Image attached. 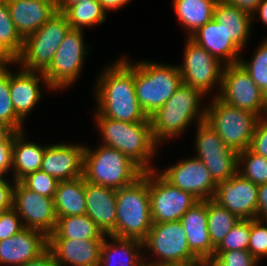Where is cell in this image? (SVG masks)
<instances>
[{
  "label": "cell",
  "instance_id": "56",
  "mask_svg": "<svg viewBox=\"0 0 267 266\" xmlns=\"http://www.w3.org/2000/svg\"><path fill=\"white\" fill-rule=\"evenodd\" d=\"M139 266H166V264H161V263H154L149 261H145L144 259L141 261Z\"/></svg>",
  "mask_w": 267,
  "mask_h": 266
},
{
  "label": "cell",
  "instance_id": "8",
  "mask_svg": "<svg viewBox=\"0 0 267 266\" xmlns=\"http://www.w3.org/2000/svg\"><path fill=\"white\" fill-rule=\"evenodd\" d=\"M70 29L65 14L57 12L39 30L24 39L16 64L28 71L44 72Z\"/></svg>",
  "mask_w": 267,
  "mask_h": 266
},
{
  "label": "cell",
  "instance_id": "58",
  "mask_svg": "<svg viewBox=\"0 0 267 266\" xmlns=\"http://www.w3.org/2000/svg\"><path fill=\"white\" fill-rule=\"evenodd\" d=\"M5 176H3L1 173H0V180H2Z\"/></svg>",
  "mask_w": 267,
  "mask_h": 266
},
{
  "label": "cell",
  "instance_id": "35",
  "mask_svg": "<svg viewBox=\"0 0 267 266\" xmlns=\"http://www.w3.org/2000/svg\"><path fill=\"white\" fill-rule=\"evenodd\" d=\"M0 43L16 58L21 54L24 45V39L11 19L7 0H0Z\"/></svg>",
  "mask_w": 267,
  "mask_h": 266
},
{
  "label": "cell",
  "instance_id": "45",
  "mask_svg": "<svg viewBox=\"0 0 267 266\" xmlns=\"http://www.w3.org/2000/svg\"><path fill=\"white\" fill-rule=\"evenodd\" d=\"M13 136L4 144H0V173L4 176L12 169Z\"/></svg>",
  "mask_w": 267,
  "mask_h": 266
},
{
  "label": "cell",
  "instance_id": "36",
  "mask_svg": "<svg viewBox=\"0 0 267 266\" xmlns=\"http://www.w3.org/2000/svg\"><path fill=\"white\" fill-rule=\"evenodd\" d=\"M10 68L0 70V122L15 132L24 131V122L17 116L10 97Z\"/></svg>",
  "mask_w": 267,
  "mask_h": 266
},
{
  "label": "cell",
  "instance_id": "26",
  "mask_svg": "<svg viewBox=\"0 0 267 266\" xmlns=\"http://www.w3.org/2000/svg\"><path fill=\"white\" fill-rule=\"evenodd\" d=\"M213 19L222 24L228 38L242 51L249 41L252 15L234 5L218 0L215 4Z\"/></svg>",
  "mask_w": 267,
  "mask_h": 266
},
{
  "label": "cell",
  "instance_id": "54",
  "mask_svg": "<svg viewBox=\"0 0 267 266\" xmlns=\"http://www.w3.org/2000/svg\"><path fill=\"white\" fill-rule=\"evenodd\" d=\"M58 12H64L70 5L82 0H54Z\"/></svg>",
  "mask_w": 267,
  "mask_h": 266
},
{
  "label": "cell",
  "instance_id": "34",
  "mask_svg": "<svg viewBox=\"0 0 267 266\" xmlns=\"http://www.w3.org/2000/svg\"><path fill=\"white\" fill-rule=\"evenodd\" d=\"M237 173L258 186L265 184L267 183V159L247 148L238 153Z\"/></svg>",
  "mask_w": 267,
  "mask_h": 266
},
{
  "label": "cell",
  "instance_id": "25",
  "mask_svg": "<svg viewBox=\"0 0 267 266\" xmlns=\"http://www.w3.org/2000/svg\"><path fill=\"white\" fill-rule=\"evenodd\" d=\"M197 45L224 65L239 63L242 52L227 36L222 24L214 19L200 27L190 37Z\"/></svg>",
  "mask_w": 267,
  "mask_h": 266
},
{
  "label": "cell",
  "instance_id": "21",
  "mask_svg": "<svg viewBox=\"0 0 267 266\" xmlns=\"http://www.w3.org/2000/svg\"><path fill=\"white\" fill-rule=\"evenodd\" d=\"M117 190L85 181L86 215L105 236L115 237Z\"/></svg>",
  "mask_w": 267,
  "mask_h": 266
},
{
  "label": "cell",
  "instance_id": "38",
  "mask_svg": "<svg viewBox=\"0 0 267 266\" xmlns=\"http://www.w3.org/2000/svg\"><path fill=\"white\" fill-rule=\"evenodd\" d=\"M251 219H241L224 237L215 251L248 250Z\"/></svg>",
  "mask_w": 267,
  "mask_h": 266
},
{
  "label": "cell",
  "instance_id": "37",
  "mask_svg": "<svg viewBox=\"0 0 267 266\" xmlns=\"http://www.w3.org/2000/svg\"><path fill=\"white\" fill-rule=\"evenodd\" d=\"M264 40L255 50L250 62L239 60V64L249 73L262 92L267 90V38Z\"/></svg>",
  "mask_w": 267,
  "mask_h": 266
},
{
  "label": "cell",
  "instance_id": "44",
  "mask_svg": "<svg viewBox=\"0 0 267 266\" xmlns=\"http://www.w3.org/2000/svg\"><path fill=\"white\" fill-rule=\"evenodd\" d=\"M13 183L10 181L8 182L5 177L0 180V209L12 208L15 181Z\"/></svg>",
  "mask_w": 267,
  "mask_h": 266
},
{
  "label": "cell",
  "instance_id": "23",
  "mask_svg": "<svg viewBox=\"0 0 267 266\" xmlns=\"http://www.w3.org/2000/svg\"><path fill=\"white\" fill-rule=\"evenodd\" d=\"M103 240L48 239L58 266H99Z\"/></svg>",
  "mask_w": 267,
  "mask_h": 266
},
{
  "label": "cell",
  "instance_id": "9",
  "mask_svg": "<svg viewBox=\"0 0 267 266\" xmlns=\"http://www.w3.org/2000/svg\"><path fill=\"white\" fill-rule=\"evenodd\" d=\"M83 38V30L70 29L59 45L51 64L43 72L52 90L69 88L80 76L85 55L91 51Z\"/></svg>",
  "mask_w": 267,
  "mask_h": 266
},
{
  "label": "cell",
  "instance_id": "15",
  "mask_svg": "<svg viewBox=\"0 0 267 266\" xmlns=\"http://www.w3.org/2000/svg\"><path fill=\"white\" fill-rule=\"evenodd\" d=\"M12 208L22 219L25 228L39 230L47 237L55 230L58 217L54 198L40 195L20 181L15 182Z\"/></svg>",
  "mask_w": 267,
  "mask_h": 266
},
{
  "label": "cell",
  "instance_id": "14",
  "mask_svg": "<svg viewBox=\"0 0 267 266\" xmlns=\"http://www.w3.org/2000/svg\"><path fill=\"white\" fill-rule=\"evenodd\" d=\"M214 96L263 118V92L239 63L224 66L221 87Z\"/></svg>",
  "mask_w": 267,
  "mask_h": 266
},
{
  "label": "cell",
  "instance_id": "31",
  "mask_svg": "<svg viewBox=\"0 0 267 266\" xmlns=\"http://www.w3.org/2000/svg\"><path fill=\"white\" fill-rule=\"evenodd\" d=\"M105 235L86 214L58 217L55 230L48 239L104 240Z\"/></svg>",
  "mask_w": 267,
  "mask_h": 266
},
{
  "label": "cell",
  "instance_id": "46",
  "mask_svg": "<svg viewBox=\"0 0 267 266\" xmlns=\"http://www.w3.org/2000/svg\"><path fill=\"white\" fill-rule=\"evenodd\" d=\"M257 218L267 220V183L258 186Z\"/></svg>",
  "mask_w": 267,
  "mask_h": 266
},
{
  "label": "cell",
  "instance_id": "24",
  "mask_svg": "<svg viewBox=\"0 0 267 266\" xmlns=\"http://www.w3.org/2000/svg\"><path fill=\"white\" fill-rule=\"evenodd\" d=\"M186 231L188 247L199 259L210 261L215 253L208 231L207 200H199L179 220Z\"/></svg>",
  "mask_w": 267,
  "mask_h": 266
},
{
  "label": "cell",
  "instance_id": "49",
  "mask_svg": "<svg viewBox=\"0 0 267 266\" xmlns=\"http://www.w3.org/2000/svg\"><path fill=\"white\" fill-rule=\"evenodd\" d=\"M9 64L16 66V57L0 43V70L10 68Z\"/></svg>",
  "mask_w": 267,
  "mask_h": 266
},
{
  "label": "cell",
  "instance_id": "19",
  "mask_svg": "<svg viewBox=\"0 0 267 266\" xmlns=\"http://www.w3.org/2000/svg\"><path fill=\"white\" fill-rule=\"evenodd\" d=\"M48 248V237L41 231L24 228L0 241V265L21 266Z\"/></svg>",
  "mask_w": 267,
  "mask_h": 266
},
{
  "label": "cell",
  "instance_id": "11",
  "mask_svg": "<svg viewBox=\"0 0 267 266\" xmlns=\"http://www.w3.org/2000/svg\"><path fill=\"white\" fill-rule=\"evenodd\" d=\"M156 170L148 171L152 223L178 221L199 200L173 186Z\"/></svg>",
  "mask_w": 267,
  "mask_h": 266
},
{
  "label": "cell",
  "instance_id": "6",
  "mask_svg": "<svg viewBox=\"0 0 267 266\" xmlns=\"http://www.w3.org/2000/svg\"><path fill=\"white\" fill-rule=\"evenodd\" d=\"M134 64V85L140 107L149 118L174 94L182 84L178 65L152 61Z\"/></svg>",
  "mask_w": 267,
  "mask_h": 266
},
{
  "label": "cell",
  "instance_id": "5",
  "mask_svg": "<svg viewBox=\"0 0 267 266\" xmlns=\"http://www.w3.org/2000/svg\"><path fill=\"white\" fill-rule=\"evenodd\" d=\"M115 237L143 241L152 227L148 171L132 184L117 189Z\"/></svg>",
  "mask_w": 267,
  "mask_h": 266
},
{
  "label": "cell",
  "instance_id": "2",
  "mask_svg": "<svg viewBox=\"0 0 267 266\" xmlns=\"http://www.w3.org/2000/svg\"><path fill=\"white\" fill-rule=\"evenodd\" d=\"M95 115V123L102 137V145L115 148L130 157L144 171L155 170L152 158L159 144L154 140L150 119L143 122H122Z\"/></svg>",
  "mask_w": 267,
  "mask_h": 266
},
{
  "label": "cell",
  "instance_id": "39",
  "mask_svg": "<svg viewBox=\"0 0 267 266\" xmlns=\"http://www.w3.org/2000/svg\"><path fill=\"white\" fill-rule=\"evenodd\" d=\"M20 182L26 188L49 198H54L59 183L56 178L41 169L27 174Z\"/></svg>",
  "mask_w": 267,
  "mask_h": 266
},
{
  "label": "cell",
  "instance_id": "18",
  "mask_svg": "<svg viewBox=\"0 0 267 266\" xmlns=\"http://www.w3.org/2000/svg\"><path fill=\"white\" fill-rule=\"evenodd\" d=\"M85 147V145L69 143L47 144L41 170L58 181L82 177Z\"/></svg>",
  "mask_w": 267,
  "mask_h": 266
},
{
  "label": "cell",
  "instance_id": "40",
  "mask_svg": "<svg viewBox=\"0 0 267 266\" xmlns=\"http://www.w3.org/2000/svg\"><path fill=\"white\" fill-rule=\"evenodd\" d=\"M248 251L260 263L263 257H267V220L251 219Z\"/></svg>",
  "mask_w": 267,
  "mask_h": 266
},
{
  "label": "cell",
  "instance_id": "4",
  "mask_svg": "<svg viewBox=\"0 0 267 266\" xmlns=\"http://www.w3.org/2000/svg\"><path fill=\"white\" fill-rule=\"evenodd\" d=\"M144 170L119 150L104 145L85 147L83 177L96 185L120 189L135 182Z\"/></svg>",
  "mask_w": 267,
  "mask_h": 266
},
{
  "label": "cell",
  "instance_id": "10",
  "mask_svg": "<svg viewBox=\"0 0 267 266\" xmlns=\"http://www.w3.org/2000/svg\"><path fill=\"white\" fill-rule=\"evenodd\" d=\"M195 158L201 160L216 184L237 173L238 153L226 146L218 133L205 121L196 124Z\"/></svg>",
  "mask_w": 267,
  "mask_h": 266
},
{
  "label": "cell",
  "instance_id": "22",
  "mask_svg": "<svg viewBox=\"0 0 267 266\" xmlns=\"http://www.w3.org/2000/svg\"><path fill=\"white\" fill-rule=\"evenodd\" d=\"M7 5L23 39L39 30L58 12L54 0H7Z\"/></svg>",
  "mask_w": 267,
  "mask_h": 266
},
{
  "label": "cell",
  "instance_id": "55",
  "mask_svg": "<svg viewBox=\"0 0 267 266\" xmlns=\"http://www.w3.org/2000/svg\"><path fill=\"white\" fill-rule=\"evenodd\" d=\"M263 117H267V90L263 92Z\"/></svg>",
  "mask_w": 267,
  "mask_h": 266
},
{
  "label": "cell",
  "instance_id": "43",
  "mask_svg": "<svg viewBox=\"0 0 267 266\" xmlns=\"http://www.w3.org/2000/svg\"><path fill=\"white\" fill-rule=\"evenodd\" d=\"M249 149L267 159V117L257 122Z\"/></svg>",
  "mask_w": 267,
  "mask_h": 266
},
{
  "label": "cell",
  "instance_id": "48",
  "mask_svg": "<svg viewBox=\"0 0 267 266\" xmlns=\"http://www.w3.org/2000/svg\"><path fill=\"white\" fill-rule=\"evenodd\" d=\"M227 4H231L236 6L239 9H242L245 12H248L250 15H253L255 13L258 5L263 0H222Z\"/></svg>",
  "mask_w": 267,
  "mask_h": 266
},
{
  "label": "cell",
  "instance_id": "28",
  "mask_svg": "<svg viewBox=\"0 0 267 266\" xmlns=\"http://www.w3.org/2000/svg\"><path fill=\"white\" fill-rule=\"evenodd\" d=\"M25 131L16 132L12 142L13 182L20 181L27 174L41 169L45 145L26 141Z\"/></svg>",
  "mask_w": 267,
  "mask_h": 266
},
{
  "label": "cell",
  "instance_id": "20",
  "mask_svg": "<svg viewBox=\"0 0 267 266\" xmlns=\"http://www.w3.org/2000/svg\"><path fill=\"white\" fill-rule=\"evenodd\" d=\"M40 82L49 87L43 72L28 71L23 68L19 72L10 71V97L17 116L23 121L28 117L36 104L41 100Z\"/></svg>",
  "mask_w": 267,
  "mask_h": 266
},
{
  "label": "cell",
  "instance_id": "47",
  "mask_svg": "<svg viewBox=\"0 0 267 266\" xmlns=\"http://www.w3.org/2000/svg\"><path fill=\"white\" fill-rule=\"evenodd\" d=\"M21 266H58L52 252L47 248L37 258Z\"/></svg>",
  "mask_w": 267,
  "mask_h": 266
},
{
  "label": "cell",
  "instance_id": "27",
  "mask_svg": "<svg viewBox=\"0 0 267 266\" xmlns=\"http://www.w3.org/2000/svg\"><path fill=\"white\" fill-rule=\"evenodd\" d=\"M142 253L146 251L144 252L143 244L139 240L105 236L101 245L99 266H139L145 259Z\"/></svg>",
  "mask_w": 267,
  "mask_h": 266
},
{
  "label": "cell",
  "instance_id": "13",
  "mask_svg": "<svg viewBox=\"0 0 267 266\" xmlns=\"http://www.w3.org/2000/svg\"><path fill=\"white\" fill-rule=\"evenodd\" d=\"M185 42L183 63L178 65L182 83L200 90L204 95L214 87L219 86L220 90L225 65L189 37Z\"/></svg>",
  "mask_w": 267,
  "mask_h": 266
},
{
  "label": "cell",
  "instance_id": "32",
  "mask_svg": "<svg viewBox=\"0 0 267 266\" xmlns=\"http://www.w3.org/2000/svg\"><path fill=\"white\" fill-rule=\"evenodd\" d=\"M71 29L100 25L106 21L107 12L98 0H82L70 5L64 12Z\"/></svg>",
  "mask_w": 267,
  "mask_h": 266
},
{
  "label": "cell",
  "instance_id": "7",
  "mask_svg": "<svg viewBox=\"0 0 267 266\" xmlns=\"http://www.w3.org/2000/svg\"><path fill=\"white\" fill-rule=\"evenodd\" d=\"M214 97V98H213ZM206 106L205 122L237 153L250 147L260 117L248 110L226 104L217 96Z\"/></svg>",
  "mask_w": 267,
  "mask_h": 266
},
{
  "label": "cell",
  "instance_id": "52",
  "mask_svg": "<svg viewBox=\"0 0 267 266\" xmlns=\"http://www.w3.org/2000/svg\"><path fill=\"white\" fill-rule=\"evenodd\" d=\"M258 12V13H257ZM259 15V19L267 26V0H263L257 7L255 13H253L252 18H256L255 15Z\"/></svg>",
  "mask_w": 267,
  "mask_h": 266
},
{
  "label": "cell",
  "instance_id": "53",
  "mask_svg": "<svg viewBox=\"0 0 267 266\" xmlns=\"http://www.w3.org/2000/svg\"><path fill=\"white\" fill-rule=\"evenodd\" d=\"M166 266H210V261L198 258L187 262L168 263Z\"/></svg>",
  "mask_w": 267,
  "mask_h": 266
},
{
  "label": "cell",
  "instance_id": "12",
  "mask_svg": "<svg viewBox=\"0 0 267 266\" xmlns=\"http://www.w3.org/2000/svg\"><path fill=\"white\" fill-rule=\"evenodd\" d=\"M143 249L152 251V262L168 264L198 259L189 249L186 231L181 222L171 221L152 223L145 239Z\"/></svg>",
  "mask_w": 267,
  "mask_h": 266
},
{
  "label": "cell",
  "instance_id": "16",
  "mask_svg": "<svg viewBox=\"0 0 267 266\" xmlns=\"http://www.w3.org/2000/svg\"><path fill=\"white\" fill-rule=\"evenodd\" d=\"M213 200L240 220L257 218L258 185L239 173L217 184Z\"/></svg>",
  "mask_w": 267,
  "mask_h": 266
},
{
  "label": "cell",
  "instance_id": "1",
  "mask_svg": "<svg viewBox=\"0 0 267 266\" xmlns=\"http://www.w3.org/2000/svg\"><path fill=\"white\" fill-rule=\"evenodd\" d=\"M120 58L101 72L95 86L96 113L122 122L148 119L140 107L134 85V64Z\"/></svg>",
  "mask_w": 267,
  "mask_h": 266
},
{
  "label": "cell",
  "instance_id": "29",
  "mask_svg": "<svg viewBox=\"0 0 267 266\" xmlns=\"http://www.w3.org/2000/svg\"><path fill=\"white\" fill-rule=\"evenodd\" d=\"M54 204L57 217L86 214L85 178L59 181Z\"/></svg>",
  "mask_w": 267,
  "mask_h": 266
},
{
  "label": "cell",
  "instance_id": "3",
  "mask_svg": "<svg viewBox=\"0 0 267 266\" xmlns=\"http://www.w3.org/2000/svg\"><path fill=\"white\" fill-rule=\"evenodd\" d=\"M203 96L200 90L182 83L149 117L154 140L160 145L182 134L192 121L196 120V124L204 121L206 106L201 105Z\"/></svg>",
  "mask_w": 267,
  "mask_h": 266
},
{
  "label": "cell",
  "instance_id": "51",
  "mask_svg": "<svg viewBox=\"0 0 267 266\" xmlns=\"http://www.w3.org/2000/svg\"><path fill=\"white\" fill-rule=\"evenodd\" d=\"M15 133L10 126L0 122V144L6 143Z\"/></svg>",
  "mask_w": 267,
  "mask_h": 266
},
{
  "label": "cell",
  "instance_id": "30",
  "mask_svg": "<svg viewBox=\"0 0 267 266\" xmlns=\"http://www.w3.org/2000/svg\"><path fill=\"white\" fill-rule=\"evenodd\" d=\"M218 0H172V6L179 21L190 37L200 27L213 19Z\"/></svg>",
  "mask_w": 267,
  "mask_h": 266
},
{
  "label": "cell",
  "instance_id": "17",
  "mask_svg": "<svg viewBox=\"0 0 267 266\" xmlns=\"http://www.w3.org/2000/svg\"><path fill=\"white\" fill-rule=\"evenodd\" d=\"M160 174L173 186L191 193L198 200L213 199L217 184L204 163L195 158L179 161Z\"/></svg>",
  "mask_w": 267,
  "mask_h": 266
},
{
  "label": "cell",
  "instance_id": "33",
  "mask_svg": "<svg viewBox=\"0 0 267 266\" xmlns=\"http://www.w3.org/2000/svg\"><path fill=\"white\" fill-rule=\"evenodd\" d=\"M207 221L210 239L216 249L240 219L213 199H208Z\"/></svg>",
  "mask_w": 267,
  "mask_h": 266
},
{
  "label": "cell",
  "instance_id": "57",
  "mask_svg": "<svg viewBox=\"0 0 267 266\" xmlns=\"http://www.w3.org/2000/svg\"><path fill=\"white\" fill-rule=\"evenodd\" d=\"M5 210H8V209H0V218H1V216H2V214H3V212H4Z\"/></svg>",
  "mask_w": 267,
  "mask_h": 266
},
{
  "label": "cell",
  "instance_id": "41",
  "mask_svg": "<svg viewBox=\"0 0 267 266\" xmlns=\"http://www.w3.org/2000/svg\"><path fill=\"white\" fill-rule=\"evenodd\" d=\"M210 262L214 266H257L260 263L248 250L215 251Z\"/></svg>",
  "mask_w": 267,
  "mask_h": 266
},
{
  "label": "cell",
  "instance_id": "42",
  "mask_svg": "<svg viewBox=\"0 0 267 266\" xmlns=\"http://www.w3.org/2000/svg\"><path fill=\"white\" fill-rule=\"evenodd\" d=\"M24 228L22 219L13 208L5 210L0 218V241L18 234Z\"/></svg>",
  "mask_w": 267,
  "mask_h": 266
},
{
  "label": "cell",
  "instance_id": "50",
  "mask_svg": "<svg viewBox=\"0 0 267 266\" xmlns=\"http://www.w3.org/2000/svg\"><path fill=\"white\" fill-rule=\"evenodd\" d=\"M103 9L108 12L112 10H118L124 7L131 0H98Z\"/></svg>",
  "mask_w": 267,
  "mask_h": 266
}]
</instances>
